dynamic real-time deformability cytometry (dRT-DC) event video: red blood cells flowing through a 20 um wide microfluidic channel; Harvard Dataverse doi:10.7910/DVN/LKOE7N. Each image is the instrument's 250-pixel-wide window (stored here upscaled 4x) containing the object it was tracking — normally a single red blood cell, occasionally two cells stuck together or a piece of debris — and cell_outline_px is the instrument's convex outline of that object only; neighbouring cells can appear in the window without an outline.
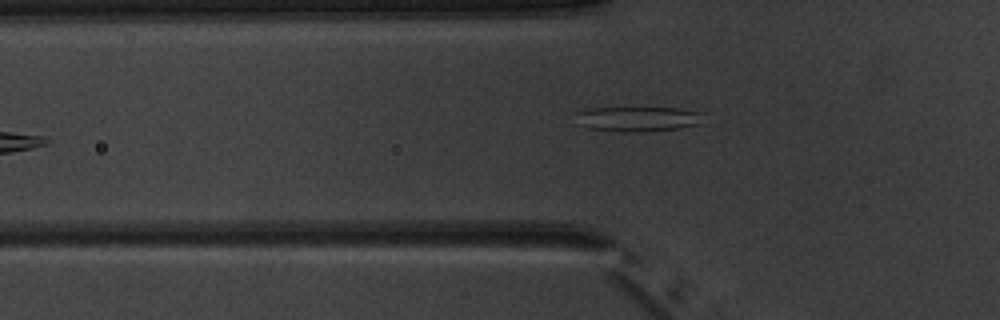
{"species": "common noctule bat (a hibernating species)", "species_latin": "Nyctalus noctula", "temperature_condition": "warm", "stored_images_in_passage": 7, "camera_frame_rate_fps": 3000, "um_per_image_px": 0.085, "animal": {"sex": "male", "body_mass_g": 20.1, "forearm_length_mm": 53.5}, "frame": {"image": 1, "passage_image": 7, "time_ms": 7.333, "image_size_px": [1000, 320], "cell_outline_px": [[704, 112], [696, 124], [680, 128], [648, 132], [624, 132], [588, 128], [580, 124], [576, 112], [588, 108], [676, 108]], "centroid_in_image_um": [54.2, 10.11], "position_along_channel_um": 71.6, "area_um2": 18.38}}